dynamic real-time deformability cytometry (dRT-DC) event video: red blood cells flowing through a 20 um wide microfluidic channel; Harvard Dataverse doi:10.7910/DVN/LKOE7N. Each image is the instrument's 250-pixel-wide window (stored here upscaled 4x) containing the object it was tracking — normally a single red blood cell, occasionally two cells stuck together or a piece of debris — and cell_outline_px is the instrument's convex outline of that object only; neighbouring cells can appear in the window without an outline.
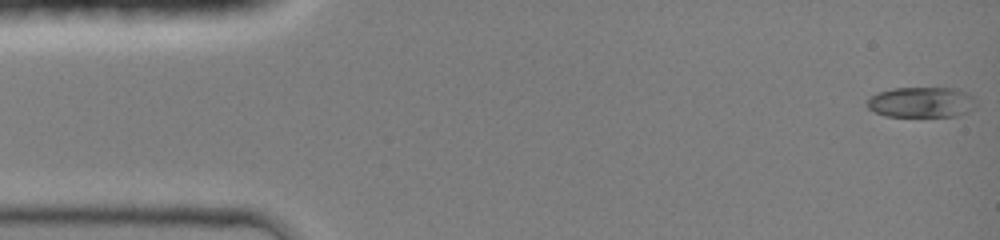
{"species": "common noctule bat (a hibernating species)", "species_latin": "Nyctalus noctula", "temperature_condition": "room temperature", "stored_images_in_passage": 45, "camera_frame_rate_fps": 3000, "um_per_image_px": 0.085, "animal": {"sex": "female", "body_mass_g": 19.0, "forearm_length_mm": 51.5}, "frame": {"image": 1, "passage_image": 1, "time_ms": 0.0, "image_size_px": [1000, 240], "cell_outline_px": [[976, 104], [968, 112], [956, 116], [884, 116], [868, 108], [868, 100], [876, 92], [892, 88], [960, 88], [968, 92], [972, 96]], "centroid_in_image_um": [78.34, 8.68], "position_along_channel_um": 6.7, "area_um2": 19.42}}
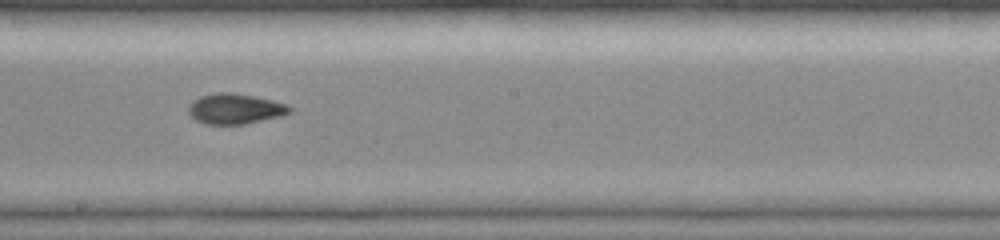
{"frame": {"image": 2, "passage_image": 25, "time_ms": 8.0, "image_size_px": [1000, 240], "cell_outline_px": [[292, 112], [280, 116], [244, 124], [204, 124], [196, 120], [188, 112], [188, 104], [192, 100], [200, 96], [216, 92], [232, 92], [272, 100], [288, 104], [292, 108]], "centroid_in_image_um": [19.96, 9.24], "position_along_channel_um": 228.2, "area_um2": 17.98}}
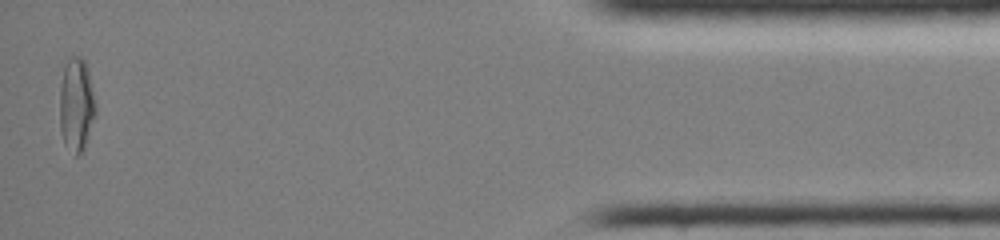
{"frame": {"image": 3, "passage_image": 44, "time_ms": 14.333, "image_size_px": [1000, 240], "cell_outline_px": [[96, 116], [84, 148], [76, 156], [64, 144], [60, 128], [60, 84], [64, 68], [68, 56], [80, 56], [84, 60], [88, 68], [96, 104]], "centroid_in_image_um": [6.5, 8.88], "position_along_channel_um": 428.7, "area_um2": 19.83}, "authors_computed_cell_mechanics": {"area_um2": 17.7446, "velocity_mm_per_s": 4.2622, "shape_relaxation_time_tau1_ms": 4.8353, "shape_relaxation_time_tau2_ms": 2.3686, "deformation_change_tau1": 0.1784, "deformation_change_tau2": 0.0642}}